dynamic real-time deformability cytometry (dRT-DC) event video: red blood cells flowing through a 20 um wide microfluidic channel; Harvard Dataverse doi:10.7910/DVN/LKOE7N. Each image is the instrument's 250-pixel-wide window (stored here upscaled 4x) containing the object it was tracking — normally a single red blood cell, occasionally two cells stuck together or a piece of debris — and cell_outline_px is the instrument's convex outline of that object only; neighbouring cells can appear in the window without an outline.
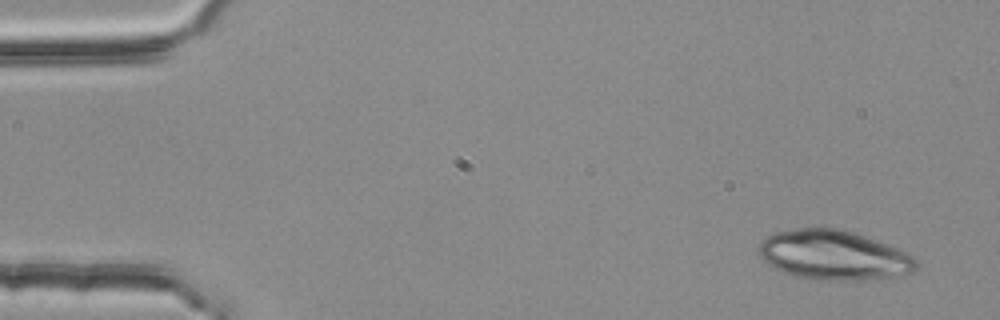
{"species": "common noctule bat (a hibernating species)", "species_latin": "Nyctalus noctula", "temperature_condition": "room temperature", "stored_images_in_passage": 3, "camera_frame_rate_fps": 3000, "um_per_image_px": 0.085, "animal": {"sex": "female", "body_mass_g": 25.1}, "frame": {"image": 1, "passage_image": 1, "time_ms": 0.0, "image_size_px": [1000, 320], "cell_outline_px": [[920, 264], [916, 272], [900, 276], [864, 280], [828, 280], [796, 276], [784, 272], [768, 264], [760, 256], [760, 244], [768, 236], [776, 232], [800, 228], [836, 228], [852, 232], [864, 236], [896, 248], [912, 256]], "centroid_in_image_um": [70.93, 21.7], "position_along_channel_um": 14.1, "area_um2": 45.03}}